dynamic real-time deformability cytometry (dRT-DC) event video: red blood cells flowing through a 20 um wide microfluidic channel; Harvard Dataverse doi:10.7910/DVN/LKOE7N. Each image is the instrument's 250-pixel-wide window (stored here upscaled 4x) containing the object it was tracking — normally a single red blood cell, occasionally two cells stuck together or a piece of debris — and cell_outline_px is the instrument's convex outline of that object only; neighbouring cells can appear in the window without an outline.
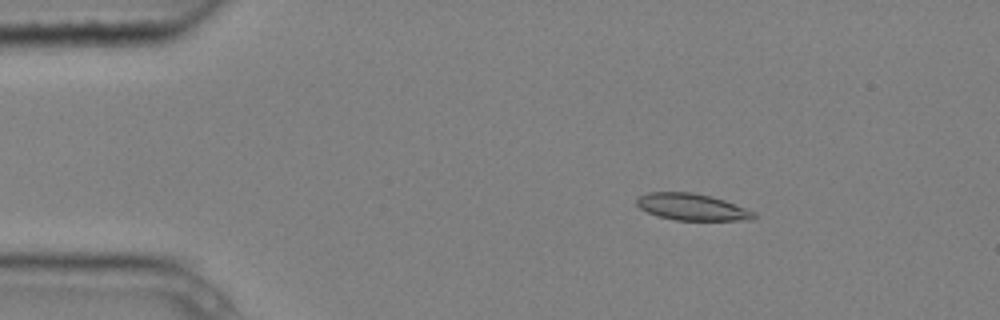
{"species": "common noctule bat (a hibernating species)", "species_latin": "Nyctalus noctula", "temperature_condition": "cold", "stored_images_in_passage": 3, "camera_frame_rate_fps": 3000, "um_per_image_px": 0.085, "animal": {"sex": "male", "body_mass_g": 20.4}, "frame": {"image": 1, "passage_image": 1, "time_ms": 0.0, "image_size_px": [1000, 320], "cell_outline_px": [[756, 216], [752, 220], [676, 220], [656, 216], [640, 208], [636, 204], [636, 196], [648, 192], [692, 192], [712, 196], [724, 200], [756, 212]], "centroid_in_image_um": [58.79, 17.59], "position_along_channel_um": 26.2, "area_um2": 18.38}}